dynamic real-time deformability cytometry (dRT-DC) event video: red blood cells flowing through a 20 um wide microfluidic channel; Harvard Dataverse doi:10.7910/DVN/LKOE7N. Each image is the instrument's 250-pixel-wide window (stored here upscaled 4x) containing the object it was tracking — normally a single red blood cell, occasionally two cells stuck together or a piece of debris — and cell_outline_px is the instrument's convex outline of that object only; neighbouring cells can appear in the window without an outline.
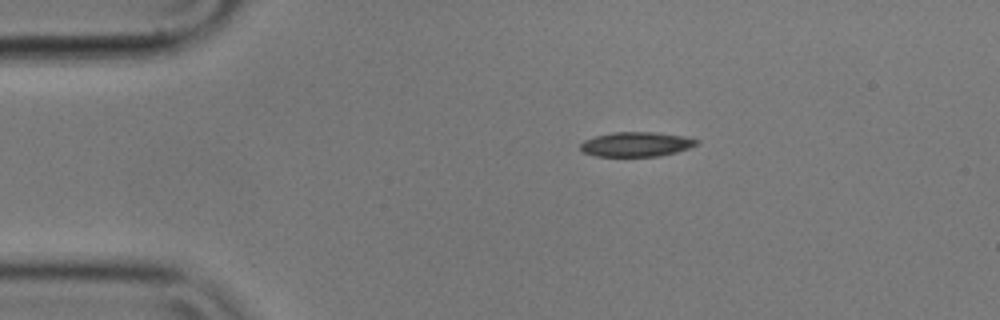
{"species": "common noctule bat (a hibernating species)", "species_latin": "Nyctalus noctula", "temperature_condition": "cold", "stored_images_in_passage": 2, "camera_frame_rate_fps": 3000, "um_per_image_px": 0.085, "animal": {"sex": "male", "body_mass_g": 17.9}, "frame": {"image": 1, "passage_image": 1, "time_ms": 0.0, "image_size_px": [1000, 320], "cell_outline_px": [[700, 144], [676, 152], [660, 156], [596, 156], [584, 152], [580, 148], [580, 144], [584, 140], [596, 136], [612, 132], [652, 132], [684, 136], [700, 140]], "centroid_in_image_um": [54.11, 12.26], "position_along_channel_um": 30.9, "area_um2": 16.65}}